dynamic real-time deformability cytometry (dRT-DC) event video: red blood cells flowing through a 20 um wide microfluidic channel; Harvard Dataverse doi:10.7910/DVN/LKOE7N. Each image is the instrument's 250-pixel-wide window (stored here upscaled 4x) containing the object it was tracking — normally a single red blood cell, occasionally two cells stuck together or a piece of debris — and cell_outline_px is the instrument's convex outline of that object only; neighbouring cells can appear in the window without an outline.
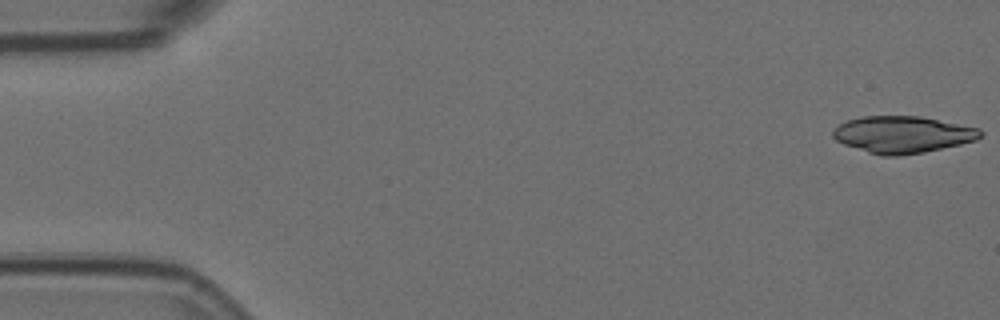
{"species": "Egyptian fruit bat (a non-hibernating species)", "species_latin": "Rousettus aegyptiacus", "temperature_condition": "room temperature", "stored_images_in_passage": 5, "camera_frame_rate_fps": 3000, "um_per_image_px": 0.085, "animal": {"sex": "female"}, "frame": {"image": 1, "passage_image": 1, "time_ms": 0.0, "image_size_px": [1000, 320], "cell_outline_px": [[984, 136], [976, 140], [960, 144], [924, 152], [896, 156], [884, 156], [868, 152], [844, 144], [836, 140], [832, 136], [832, 128], [848, 120], [864, 116], [920, 116], [980, 128], [984, 132]], "centroid_in_image_um": [76.74, 11.43], "position_along_channel_um": 8.3, "area_um2": 31.67}}